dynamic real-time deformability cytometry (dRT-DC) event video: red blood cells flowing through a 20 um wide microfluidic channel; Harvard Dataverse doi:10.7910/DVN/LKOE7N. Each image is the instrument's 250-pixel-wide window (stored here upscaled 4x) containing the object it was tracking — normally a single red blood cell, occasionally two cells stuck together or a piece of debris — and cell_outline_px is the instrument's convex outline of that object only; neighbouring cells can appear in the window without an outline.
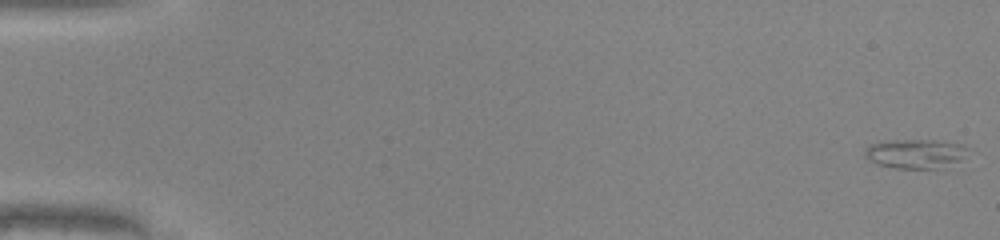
{"species": "common noctule bat (a hibernating species)", "species_latin": "Nyctalus noctula", "temperature_condition": "warm", "stored_images_in_passage": 50, "camera_frame_rate_fps": 3000, "um_per_image_px": 0.085, "animal": {"sex": "male", "body_mass_g": 20.0, "forearm_length_mm": 53.3}, "frame": {"image": 1, "passage_image": 1, "time_ms": 0.0, "image_size_px": [1000, 240], "cell_outline_px": [[972, 148], [960, 160], [936, 168], [896, 168], [880, 164], [864, 156], [864, 152], [872, 144], [884, 140], [936, 140], [960, 144]], "centroid_in_image_um": [77.84, 13.04], "position_along_channel_um": 7.2, "area_um2": 17.28}}
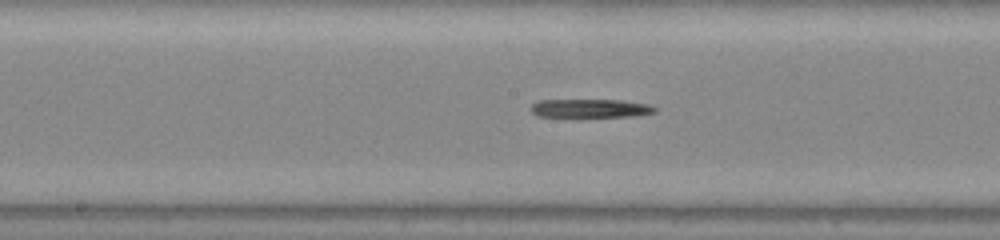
{"frame": {"image": 2, "passage_image": 27, "time_ms": 8.667, "image_size_px": [1000, 240], "cell_outline_px": [[656, 112], [636, 116], [536, 116], [532, 112], [532, 104], [540, 100], [620, 100], [648, 104], [656, 108]], "centroid_in_image_um": [50.21, 9.2], "position_along_channel_um": 198.0, "area_um2": 13.12}}
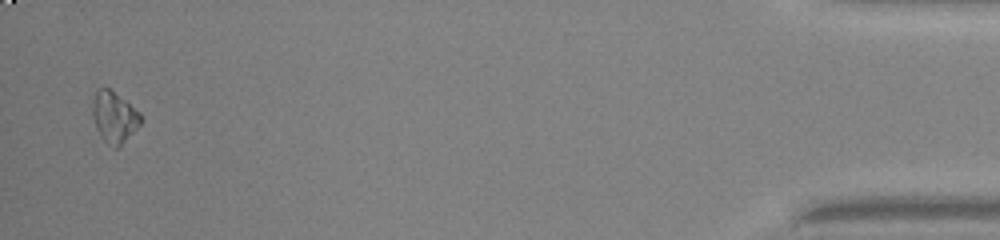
{"frame": {"image": 3, "passage_image": 49, "time_ms": 16.0, "image_size_px": [1000, 240], "cell_outline_px": [[144, 120], [116, 148], [112, 148], [104, 140], [96, 128], [92, 116], [92, 100], [96, 88], [112, 88], [140, 112]], "centroid_in_image_um": [9.69, 9.88], "position_along_channel_um": 425.5, "area_um2": 14.51}}